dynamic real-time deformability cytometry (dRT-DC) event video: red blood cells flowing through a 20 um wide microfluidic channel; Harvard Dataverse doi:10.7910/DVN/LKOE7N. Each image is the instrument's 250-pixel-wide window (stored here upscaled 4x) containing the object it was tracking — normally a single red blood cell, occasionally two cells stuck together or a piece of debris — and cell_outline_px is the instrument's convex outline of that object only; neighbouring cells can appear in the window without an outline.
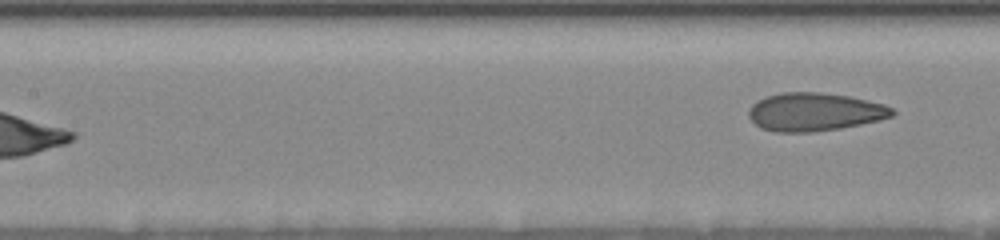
{"species": "human", "species_latin": "Homo sapiens", "temperature_condition": "room temperature", "stored_images_in_passage": 18, "segment_of_instrument_passage": [2, 2], "camera_frame_rate_fps": 3000, "um_per_image_px": 0.085, "donor": {"sex": "female"}, "frame": {"image": 1, "passage_image": 18, "time_ms": 9.667, "image_size_px": [1000, 240], "cell_outline_px": [[896, 112], [892, 116], [880, 120], [840, 128], [812, 132], [776, 132], [760, 128], [748, 116], [748, 112], [752, 104], [756, 100], [764, 96], [780, 92], [820, 92], [848, 96], [884, 104], [892, 108]], "centroid_in_image_um": [69.21, 9.5], "position_along_channel_um": 138.2, "area_um2": 32.08}}